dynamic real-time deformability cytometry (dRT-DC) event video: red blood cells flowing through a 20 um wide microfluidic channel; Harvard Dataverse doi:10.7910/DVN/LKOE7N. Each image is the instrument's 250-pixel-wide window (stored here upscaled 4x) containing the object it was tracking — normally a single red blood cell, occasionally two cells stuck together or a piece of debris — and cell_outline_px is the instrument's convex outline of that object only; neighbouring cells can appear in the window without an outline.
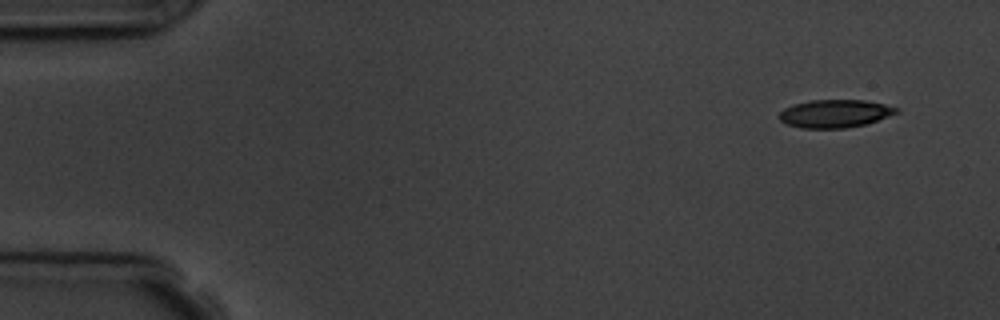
{"species": "common noctule bat (a hibernating species)", "species_latin": "Nyctalus noctula", "temperature_condition": "room temperature", "stored_images_in_passage": 6, "camera_frame_rate_fps": 3000, "um_per_image_px": 0.085, "animal": {"sex": "male", "body_mass_g": 19.5, "forearm_length_mm": 54.6}, "frame": {"image": 1, "passage_image": 1, "time_ms": 0.0, "image_size_px": [1000, 320], "cell_outline_px": [[900, 112], [864, 124], [844, 128], [800, 128], [788, 124], [780, 120], [776, 116], [784, 108], [792, 104], [808, 100], [864, 100], [884, 104], [900, 108]], "centroid_in_image_um": [70.93, 9.64], "position_along_channel_um": 14.1, "area_um2": 19.13}}
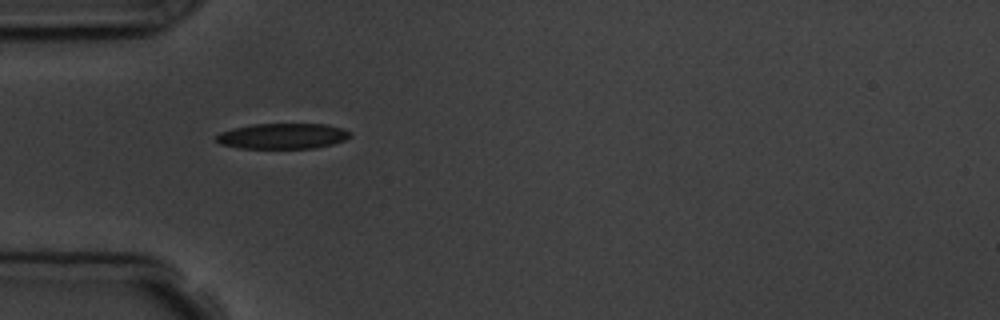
{"frame": {"image": 2, "passage_image": 5, "time_ms": 4.333, "image_size_px": [1000, 320], "cell_outline_px": [[352, 136], [344, 140], [332, 144], [316, 148], [240, 148], [220, 144], [216, 140], [216, 136], [220, 132], [232, 128], [252, 124], [328, 124], [344, 128], [352, 132]], "centroid_in_image_um": [24.06, 11.56], "position_along_channel_um": 60.9, "area_um2": 20.11}}